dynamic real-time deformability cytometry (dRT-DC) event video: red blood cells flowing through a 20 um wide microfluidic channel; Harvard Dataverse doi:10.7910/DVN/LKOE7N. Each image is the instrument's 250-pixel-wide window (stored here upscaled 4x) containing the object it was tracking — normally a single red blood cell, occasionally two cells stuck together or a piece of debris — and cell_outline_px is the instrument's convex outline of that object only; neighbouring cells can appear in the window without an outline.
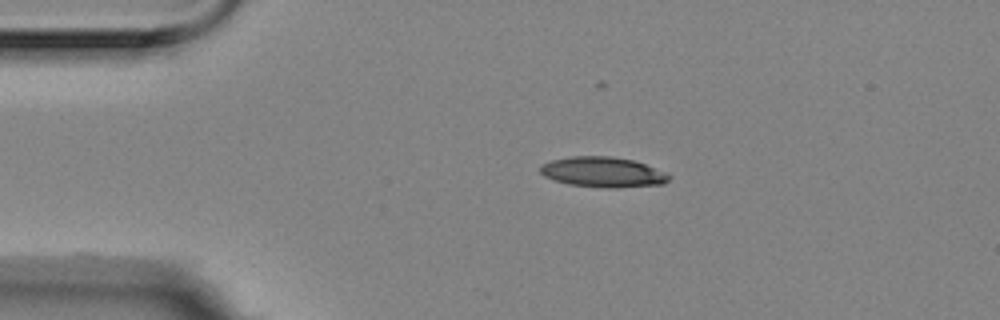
{"species": "Egyptian fruit bat (a non-hibernating species)", "species_latin": "Rousettus aegyptiacus", "temperature_condition": "room temperature", "stored_images_in_passage": 47, "camera_frame_rate_fps": 3000, "um_per_image_px": 0.085, "animal": {"sex": "female"}, "frame": {"image": 1, "passage_image": 1, "time_ms": 0.0, "image_size_px": [1000, 320], "cell_outline_px": [[672, 176], [664, 184], [620, 188], [604, 188], [568, 184], [544, 176], [540, 172], [540, 164], [552, 160], [572, 156], [612, 156], [632, 160], [668, 172]], "centroid_in_image_um": [51.28, 14.63], "position_along_channel_um": 33.7, "area_um2": 22.89}}
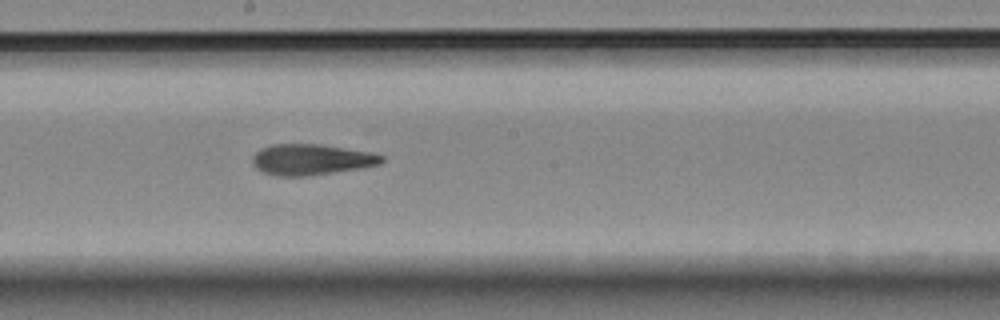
{"frame": {"image": 2, "passage_image": 20, "time_ms": 6.333, "image_size_px": [1000, 320], "cell_outline_px": [[384, 160], [380, 164], [360, 168], [308, 176], [276, 176], [264, 172], [256, 168], [252, 164], [252, 156], [260, 148], [272, 144], [320, 144], [372, 152], [384, 156]], "centroid_in_image_um": [26.44, 13.56], "position_along_channel_um": 221.8, "area_um2": 23.35}}
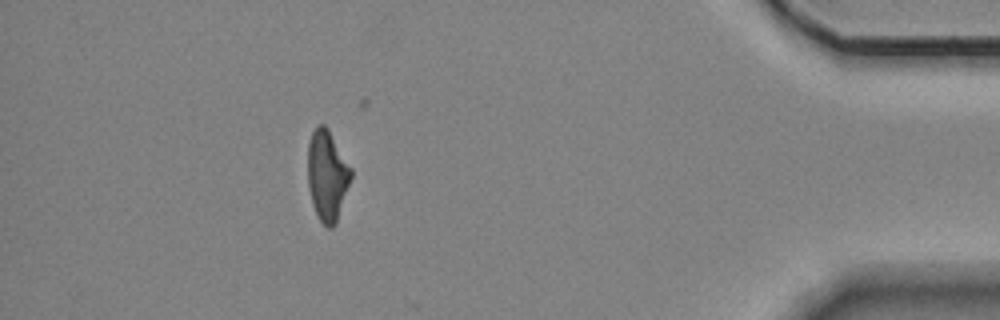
{"frame": {"image": 3, "passage_image": 40, "time_ms": 13.0, "image_size_px": [1000, 320], "cell_outline_px": [[352, 176], [336, 224], [332, 228], [328, 228], [320, 220], [312, 204], [308, 184], [308, 144], [312, 132], [316, 124], [324, 124], [328, 128], [352, 168]], "centroid_in_image_um": [27.82, 14.89], "position_along_channel_um": 407.4, "area_um2": 22.89}}